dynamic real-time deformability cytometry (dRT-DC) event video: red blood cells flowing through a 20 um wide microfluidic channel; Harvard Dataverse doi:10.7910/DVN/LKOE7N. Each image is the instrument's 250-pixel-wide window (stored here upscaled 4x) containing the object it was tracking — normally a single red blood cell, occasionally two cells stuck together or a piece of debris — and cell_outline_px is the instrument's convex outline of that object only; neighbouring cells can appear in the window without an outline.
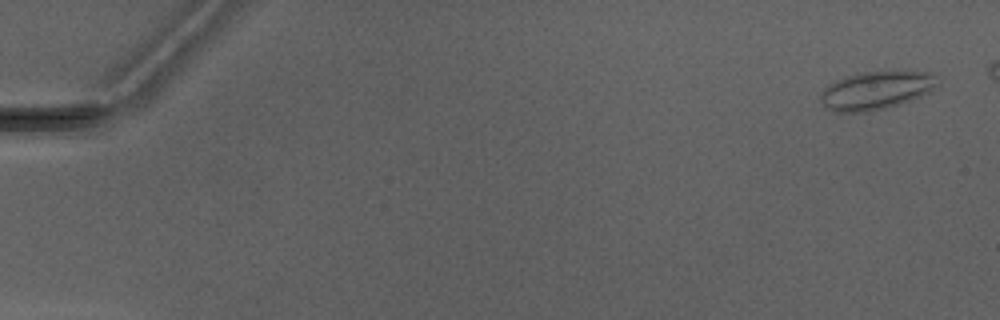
{"species": "Egyptian fruit bat (a non-hibernating species)", "species_latin": "Rousettus aegyptiacus", "temperature_condition": "warm", "stored_images_in_passage": 5, "camera_frame_rate_fps": 3000, "um_per_image_px": 0.085, "animal": {"sex": "male"}, "frame": {"image": 1, "passage_image": 1, "time_ms": 0.0, "image_size_px": [1000, 320], "cell_outline_px": [[932, 88], [928, 92], [920, 96], [884, 108], [868, 112], [832, 112], [820, 100], [820, 92], [828, 84], [848, 76], [860, 72], [932, 72]], "centroid_in_image_um": [74.34, 7.7], "position_along_channel_um": 10.7, "area_um2": 25.09}}